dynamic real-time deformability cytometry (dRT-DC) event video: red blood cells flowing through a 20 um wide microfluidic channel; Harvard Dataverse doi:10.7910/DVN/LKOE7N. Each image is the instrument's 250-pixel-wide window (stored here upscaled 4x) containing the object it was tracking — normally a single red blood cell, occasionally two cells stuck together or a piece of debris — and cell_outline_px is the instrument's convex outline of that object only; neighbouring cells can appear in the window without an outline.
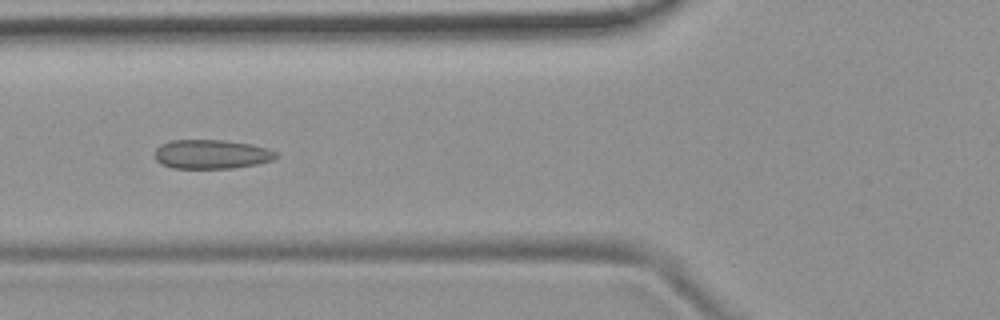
{"species": "common noctule bat (a hibernating species)", "species_latin": "Nyctalus noctula", "temperature_condition": "room temperature", "stored_images_in_passage": 7, "camera_frame_rate_fps": 3000, "um_per_image_px": 0.085, "animal": {"sex": "female", "body_mass_g": 19.9}, "frame": {"image": 1, "passage_image": 6, "time_ms": 1.667, "image_size_px": [1000, 320], "cell_outline_px": [[280, 156], [272, 160], [256, 164], [232, 168], [172, 168], [160, 164], [156, 160], [156, 148], [160, 144], [172, 140], [224, 140], [252, 144], [268, 148], [280, 152]], "centroid_in_image_um": [18.02, 13.1], "position_along_channel_um": 107.8, "area_um2": 20.81}}
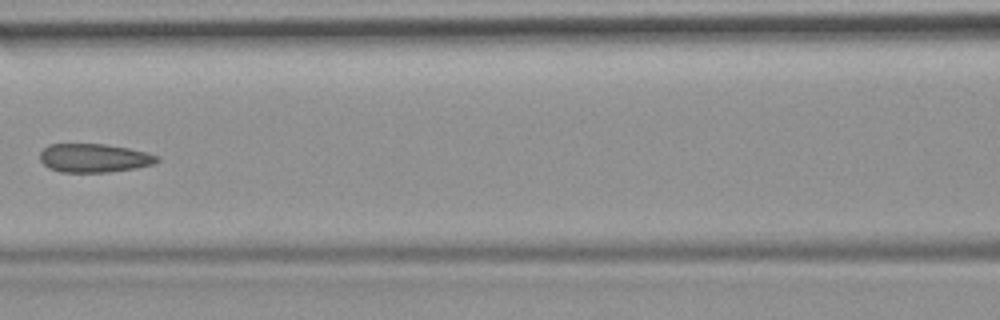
{"frame": {"image": 2, "passage_image": 7, "time_ms": 2.0, "image_size_px": [1000, 320], "cell_outline_px": [[160, 160], [156, 164], [136, 168], [108, 172], [60, 172], [48, 168], [40, 160], [40, 152], [48, 144], [104, 144], [128, 148], [148, 152], [160, 156]], "centroid_in_image_um": [8.03, 13.43], "position_along_channel_um": 158.6, "area_um2": 19.77}}